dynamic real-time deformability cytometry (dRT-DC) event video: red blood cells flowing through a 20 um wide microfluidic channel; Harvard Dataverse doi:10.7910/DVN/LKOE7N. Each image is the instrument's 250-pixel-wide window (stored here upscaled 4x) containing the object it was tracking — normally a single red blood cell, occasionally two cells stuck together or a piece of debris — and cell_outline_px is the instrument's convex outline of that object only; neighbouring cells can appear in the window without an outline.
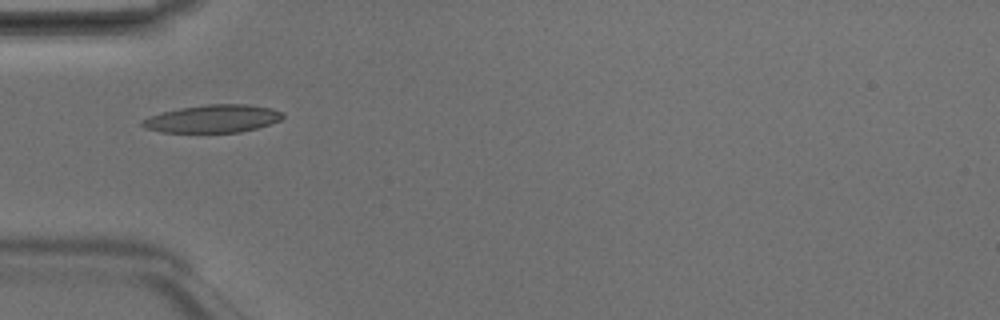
{"species": "Egyptian fruit bat (a non-hibernating species)", "species_latin": "Rousettus aegyptiacus", "temperature_condition": "room temperature", "stored_images_in_passage": 6, "camera_frame_rate_fps": 3000, "um_per_image_px": 0.085, "animal": {"sex": "male"}, "frame": {"image": 1, "passage_image": 4, "time_ms": 1.0, "image_size_px": [1000, 320], "cell_outline_px": [[284, 116], [280, 120], [256, 128], [240, 132], [164, 132], [144, 128], [140, 124], [148, 116], [180, 108], [208, 104], [248, 104], [272, 108], [284, 112]], "centroid_in_image_um": [18.12, 10.08], "position_along_channel_um": 66.9, "area_um2": 22.6}}